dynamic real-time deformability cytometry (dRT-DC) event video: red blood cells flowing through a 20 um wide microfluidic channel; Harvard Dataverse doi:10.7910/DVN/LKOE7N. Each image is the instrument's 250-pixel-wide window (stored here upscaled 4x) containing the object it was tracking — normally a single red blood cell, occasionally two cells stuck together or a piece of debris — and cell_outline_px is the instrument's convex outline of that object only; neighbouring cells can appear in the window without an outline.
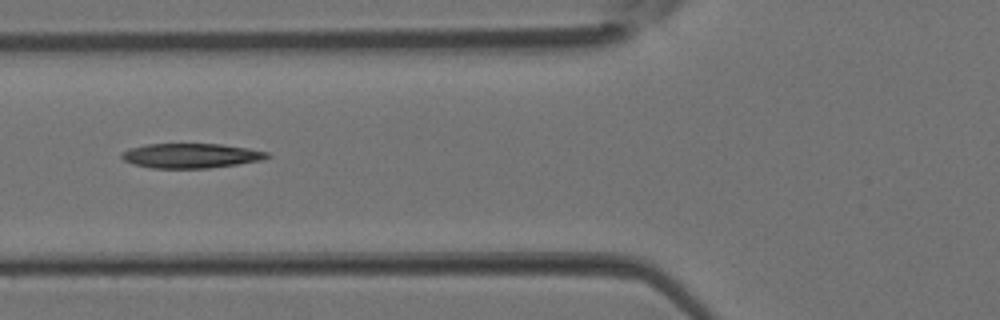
{"species": "Egyptian fruit bat (a non-hibernating species)", "species_latin": "Rousettus aegyptiacus", "temperature_condition": "room temperature", "stored_images_in_passage": 5, "camera_frame_rate_fps": 3000, "um_per_image_px": 0.085, "animal": {"sex": "female"}, "frame": {"image": 1, "passage_image": 5, "time_ms": 1.333, "image_size_px": [1000, 320], "cell_outline_px": [[272, 156], [264, 160], [208, 168], [152, 168], [132, 164], [124, 160], [120, 156], [128, 148], [148, 144], [220, 144], [248, 148], [268, 152]], "centroid_in_image_um": [16.25, 13.23], "position_along_channel_um": 109.6, "area_um2": 20.92}}